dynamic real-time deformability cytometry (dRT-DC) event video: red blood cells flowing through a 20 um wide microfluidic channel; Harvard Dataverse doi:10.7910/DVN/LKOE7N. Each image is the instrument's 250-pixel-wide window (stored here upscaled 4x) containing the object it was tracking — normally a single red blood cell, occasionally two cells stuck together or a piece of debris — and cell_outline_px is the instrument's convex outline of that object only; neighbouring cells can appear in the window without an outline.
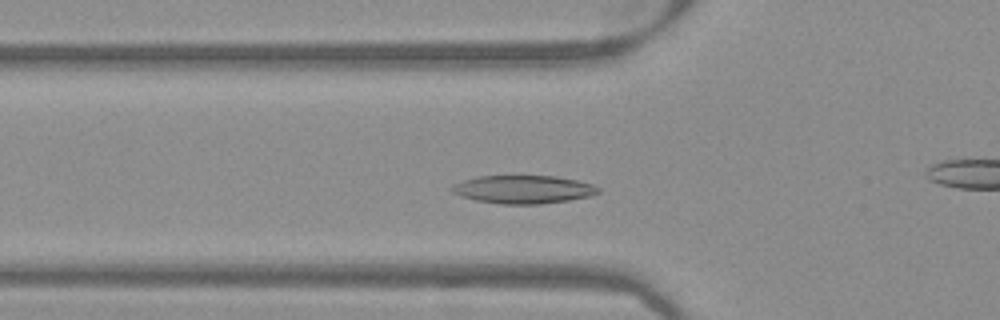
{"species": "Egyptian fruit bat (a non-hibernating species)", "species_latin": "Rousettus aegyptiacus", "temperature_condition": "warm", "stored_images_in_passage": 48, "camera_frame_rate_fps": 3000, "um_per_image_px": 0.085, "frame": {"image": 1, "passage_image": 13, "time_ms": 4.0, "image_size_px": [1000, 320], "cell_outline_px": [[600, 192], [588, 196], [568, 200], [540, 204], [500, 204], [476, 200], [460, 196], [452, 192], [448, 188], [464, 180], [476, 176], [556, 176], [576, 180], [592, 184], [600, 188]], "centroid_in_image_um": [44.46, 16.1], "position_along_channel_um": 81.3, "area_um2": 23.93}}
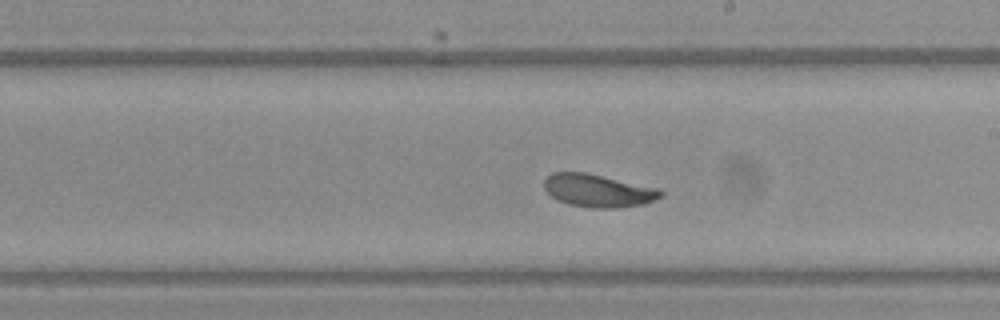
{"frame": {"image": 2, "passage_image": 25, "time_ms": 8.0, "image_size_px": [1000, 320], "cell_outline_px": [[664, 192], [660, 196], [644, 204], [616, 208], [592, 208], [568, 204], [556, 200], [544, 188], [544, 180], [552, 172], [588, 172], [660, 188]], "centroid_in_image_um": [50.84, 16.19], "position_along_channel_um": 238.2, "area_um2": 22.48}}
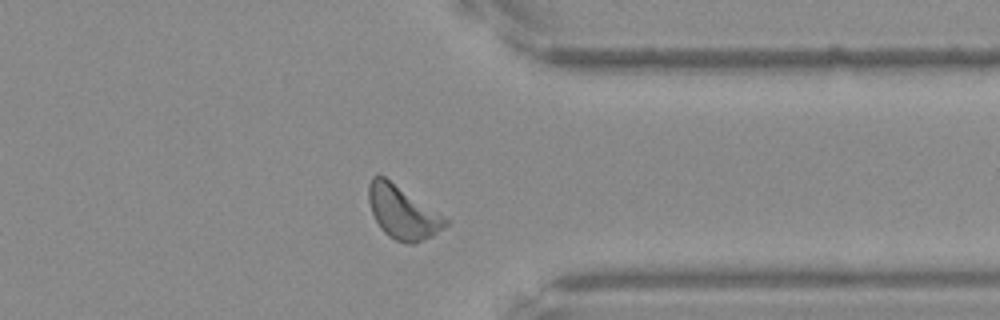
{"frame": {"image": 3, "passage_image": 36, "time_ms": 11.667, "image_size_px": [1000, 320], "cell_outline_px": [[448, 224], [444, 228], [432, 236], [412, 244], [408, 244], [396, 240], [388, 236], [380, 228], [372, 212], [368, 200], [368, 184], [372, 176], [376, 172], [384, 176], [444, 216], [448, 220]], "centroid_in_image_um": [34.19, 18.03], "position_along_channel_um": 377.2, "area_um2": 23.64}}